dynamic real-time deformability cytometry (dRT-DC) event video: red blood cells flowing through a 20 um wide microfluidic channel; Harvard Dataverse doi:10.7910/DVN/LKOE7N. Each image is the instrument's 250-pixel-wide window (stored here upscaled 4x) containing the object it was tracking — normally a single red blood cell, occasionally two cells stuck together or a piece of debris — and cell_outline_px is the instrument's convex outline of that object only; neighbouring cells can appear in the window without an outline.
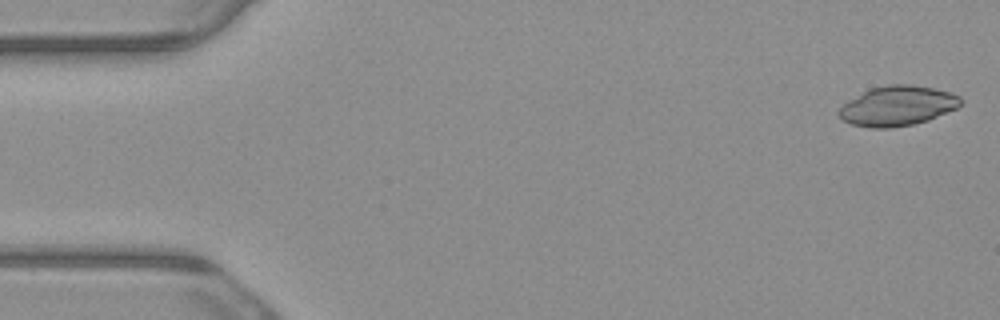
{"species": "common noctule bat (a hibernating species)", "species_latin": "Nyctalus noctula", "temperature_condition": "warm", "stored_images_in_passage": 5, "camera_frame_rate_fps": 3000, "um_per_image_px": 0.085, "animal": {"sex": "male", "body_mass_g": 23.1, "forearm_length_mm": 52.7}, "frame": {"image": 1, "passage_image": 1, "time_ms": 0.0, "image_size_px": [1000, 320], "cell_outline_px": [[964, 100], [956, 108], [928, 120], [912, 124], [892, 128], [868, 128], [852, 124], [844, 120], [836, 112], [848, 100], [872, 88], [888, 84], [912, 84], [952, 92], [960, 96]], "centroid_in_image_um": [76.3, 9.0], "position_along_channel_um": 8.7, "area_um2": 28.21}}
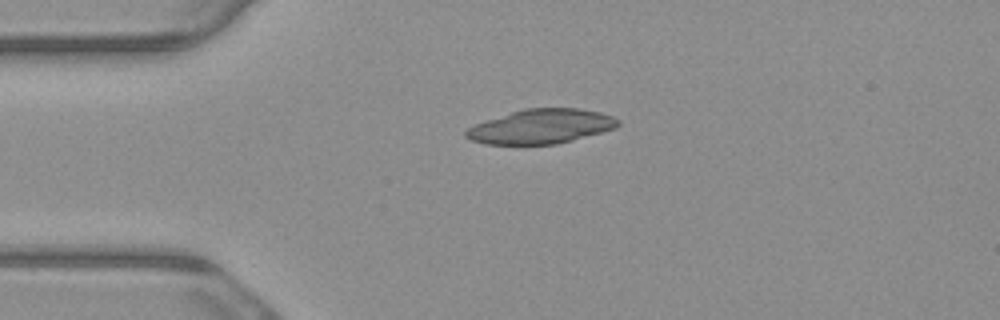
{"frame": {"image": 2, "passage_image": 4, "time_ms": 1.0, "image_size_px": [1000, 320], "cell_outline_px": [[620, 124], [616, 128], [572, 140], [556, 144], [484, 144], [472, 140], [464, 136], [464, 132], [468, 128], [476, 124], [524, 108], [580, 108], [600, 112], [612, 116], [620, 120]], "centroid_in_image_um": [46.02, 10.75], "position_along_channel_um": 39.0, "area_um2": 30.29}}